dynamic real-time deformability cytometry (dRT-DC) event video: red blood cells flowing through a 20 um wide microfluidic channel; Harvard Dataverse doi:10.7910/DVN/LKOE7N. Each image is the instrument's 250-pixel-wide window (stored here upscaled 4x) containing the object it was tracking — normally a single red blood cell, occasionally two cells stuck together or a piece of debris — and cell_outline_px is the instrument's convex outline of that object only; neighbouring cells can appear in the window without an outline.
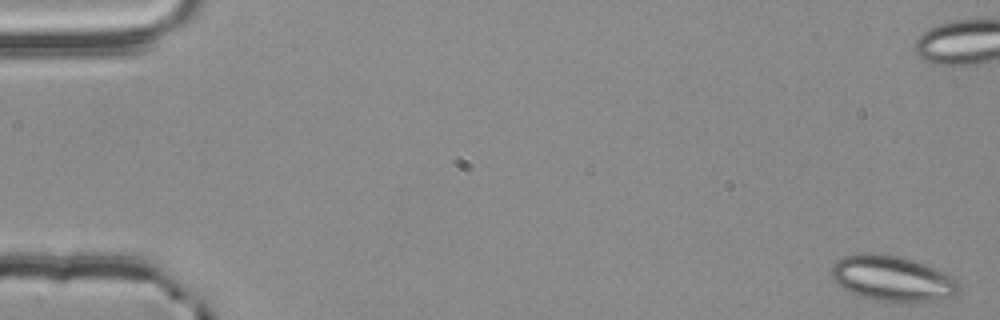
{"species": "common noctule bat (a hibernating species)", "species_latin": "Nyctalus noctula", "temperature_condition": "room temperature", "stored_images_in_passage": 17, "camera_frame_rate_fps": 3000, "um_per_image_px": 0.085, "animal": {"sex": "male", "body_mass_g": 20.4}, "frame": {"image": 1, "passage_image": 1, "time_ms": 0.0, "image_size_px": [1000, 320], "cell_outline_px": [[960, 288], [956, 296], [916, 304], [896, 304], [876, 300], [860, 296], [844, 288], [832, 280], [832, 264], [836, 260], [844, 256], [864, 252], [872, 252], [896, 256], [912, 260], [936, 268], [944, 272], [956, 280], [960, 284]], "centroid_in_image_um": [75.88, 23.71], "position_along_channel_um": 9.1, "area_um2": 34.45}}